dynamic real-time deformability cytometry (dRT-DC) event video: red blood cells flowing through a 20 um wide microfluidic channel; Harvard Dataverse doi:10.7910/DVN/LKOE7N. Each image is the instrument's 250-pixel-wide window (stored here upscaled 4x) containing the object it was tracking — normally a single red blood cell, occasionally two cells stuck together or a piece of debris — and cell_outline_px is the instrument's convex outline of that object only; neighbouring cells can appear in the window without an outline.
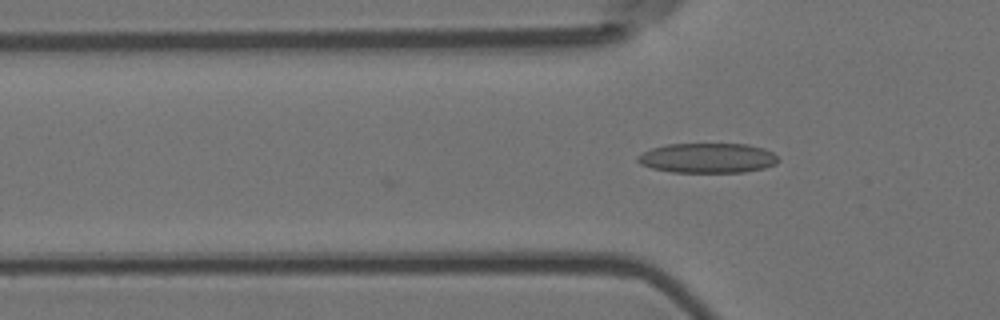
{"species": "Egyptian fruit bat (a non-hibernating species)", "species_latin": "Rousettus aegyptiacus", "temperature_condition": "room temperature", "stored_images_in_passage": 2, "camera_frame_rate_fps": 3000, "um_per_image_px": 0.085, "animal": {"sex": "female"}, "frame": {"image": 1, "passage_image": 2, "time_ms": 0.333, "image_size_px": [1000, 320], "cell_outline_px": [[780, 160], [776, 164], [764, 168], [744, 172], [672, 172], [652, 168], [640, 164], [636, 160], [636, 156], [652, 148], [668, 144], [748, 144], [764, 148], [772, 152]], "centroid_in_image_um": [60.15, 13.43], "position_along_channel_um": 65.6, "area_um2": 24.51}}